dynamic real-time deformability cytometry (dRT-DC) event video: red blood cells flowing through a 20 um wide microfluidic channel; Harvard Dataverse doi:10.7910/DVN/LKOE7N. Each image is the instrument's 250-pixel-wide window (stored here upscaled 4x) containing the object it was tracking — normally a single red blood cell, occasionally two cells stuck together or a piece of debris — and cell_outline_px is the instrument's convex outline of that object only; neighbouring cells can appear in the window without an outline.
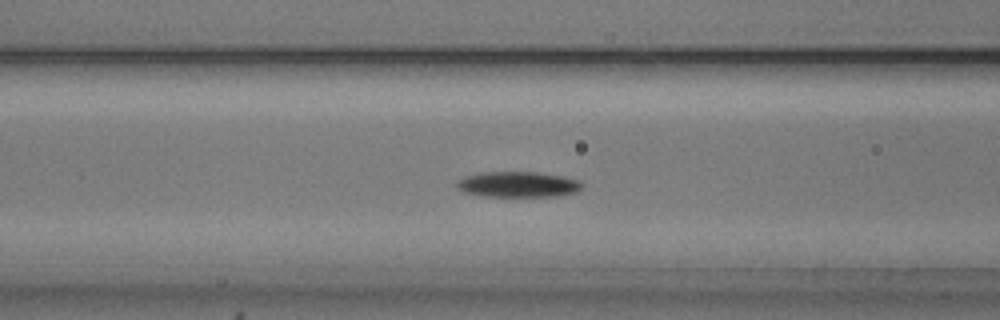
{"species": "common noctule bat (a hibernating species)", "species_latin": "Nyctalus noctula", "temperature_condition": "cold", "stored_images_in_passage": 53, "camera_frame_rate_fps": 3000, "um_per_image_px": 0.085, "animal": {"sex": "male", "body_mass_g": 20.5, "forearm_length_mm": 52.5}, "frame": {"image": 1, "passage_image": 21, "time_ms": 6.667, "image_size_px": [1000, 320], "cell_outline_px": [[584, 184], [576, 192], [556, 196], [480, 196], [464, 192], [456, 188], [456, 180], [464, 176], [480, 172], [536, 172], [560, 176], [580, 180]], "centroid_in_image_um": [43.97, 15.67], "position_along_channel_um": 122.6, "area_um2": 18.79}}
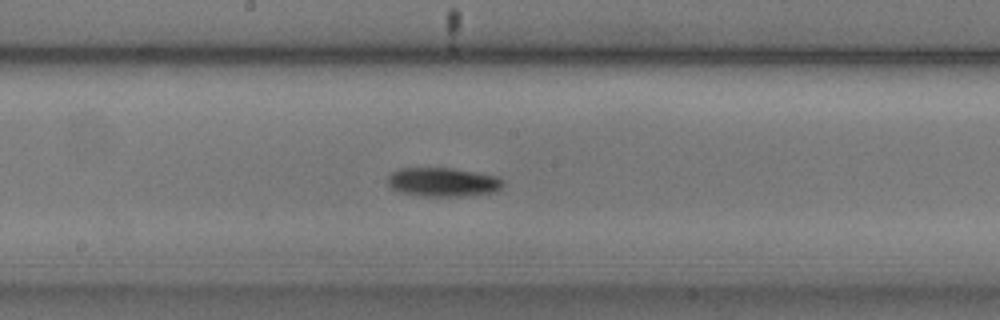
{"frame": {"image": 2, "passage_image": 28, "time_ms": 9.0, "image_size_px": [1000, 320], "cell_outline_px": [[504, 184], [496, 192], [468, 196], [424, 196], [400, 192], [392, 188], [388, 184], [388, 176], [392, 172], [400, 168], [452, 168], [476, 172], [496, 176], [504, 180]], "centroid_in_image_um": [37.68, 15.48], "position_along_channel_um": 210.5, "area_um2": 19.54}}
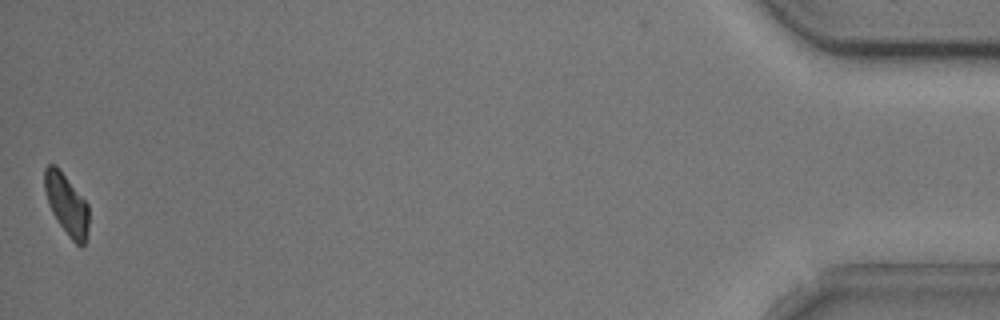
{"frame": {"image": 3, "passage_image": 53, "time_ms": 17.333, "image_size_px": [1000, 320], "cell_outline_px": [[88, 236], [84, 244], [80, 248], [68, 236], [52, 212], [48, 204], [44, 188], [44, 168], [48, 164], [56, 164], [60, 168], [88, 204]], "centroid_in_image_um": [5.66, 17.36], "position_along_channel_um": 429.5, "area_um2": 15.9}, "authors_computed_cell_mechanics": {"area_um2": 17.8024, "velocity_mm_per_s": 3.761, "shape_relaxation_time_tau1_ms": 1.675, "shape_relaxation_time_tau2_ms": null, "deformation_change_tau1": 0.0831, "deformation_change_tau2": null}}